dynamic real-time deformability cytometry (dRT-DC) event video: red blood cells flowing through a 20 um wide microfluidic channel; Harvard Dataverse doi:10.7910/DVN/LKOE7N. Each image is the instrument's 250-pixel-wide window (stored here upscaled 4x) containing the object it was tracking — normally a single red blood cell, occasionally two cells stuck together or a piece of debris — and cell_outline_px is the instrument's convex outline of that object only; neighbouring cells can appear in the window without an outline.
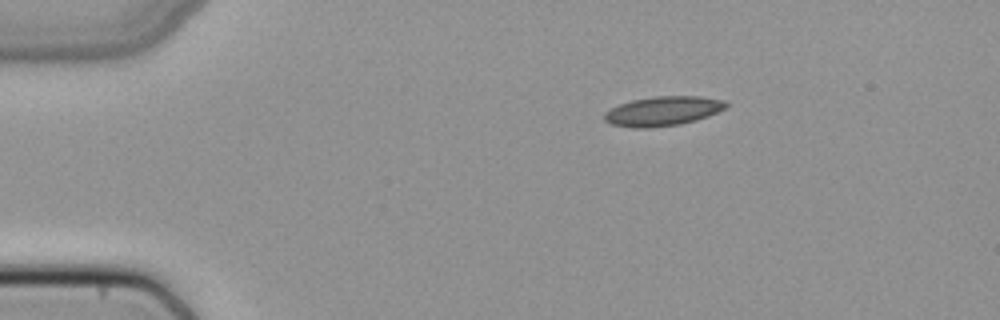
{"species": "common noctule bat (a hibernating species)", "species_latin": "Nyctalus noctula", "temperature_condition": "cold", "stored_images_in_passage": 42, "camera_frame_rate_fps": 3000, "um_per_image_px": 0.085, "animal": {"sex": "female", "body_mass_g": 22.7, "forearm_length_mm": 54.2}, "frame": {"image": 1, "passage_image": 1, "time_ms": 0.0, "image_size_px": [1000, 320], "cell_outline_px": [[728, 104], [724, 108], [708, 116], [696, 120], [680, 124], [648, 128], [636, 128], [612, 124], [604, 120], [604, 112], [620, 104], [632, 100], [656, 96], [700, 96], [724, 100]], "centroid_in_image_um": [56.34, 9.44], "position_along_channel_um": 28.7, "area_um2": 20.69}}
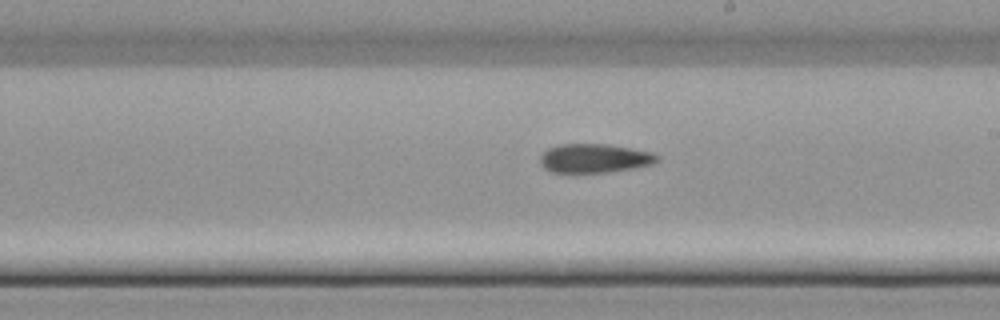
{"frame": {"image": 2, "passage_image": 21, "time_ms": 6.667, "image_size_px": [1000, 320], "cell_outline_px": [[660, 160], [652, 164], [632, 168], [608, 172], [552, 172], [544, 168], [540, 164], [540, 156], [548, 148], [560, 144], [608, 144], [652, 152], [660, 156]], "centroid_in_image_um": [50.54, 13.45], "position_along_channel_um": 238.5, "area_um2": 19.71}}
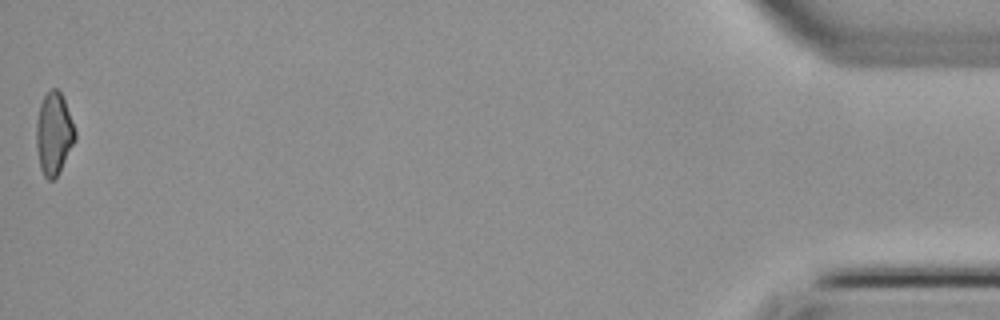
{"frame": {"image": 3, "passage_image": 42, "time_ms": 13.667, "image_size_px": [1000, 320], "cell_outline_px": [[76, 140], [56, 176], [52, 180], [48, 180], [44, 176], [40, 168], [36, 148], [36, 120], [40, 104], [44, 96], [52, 88], [56, 88], [60, 92], [64, 100], [76, 132]], "centroid_in_image_um": [4.56, 11.36], "position_along_channel_um": 430.6, "area_um2": 18.44}}